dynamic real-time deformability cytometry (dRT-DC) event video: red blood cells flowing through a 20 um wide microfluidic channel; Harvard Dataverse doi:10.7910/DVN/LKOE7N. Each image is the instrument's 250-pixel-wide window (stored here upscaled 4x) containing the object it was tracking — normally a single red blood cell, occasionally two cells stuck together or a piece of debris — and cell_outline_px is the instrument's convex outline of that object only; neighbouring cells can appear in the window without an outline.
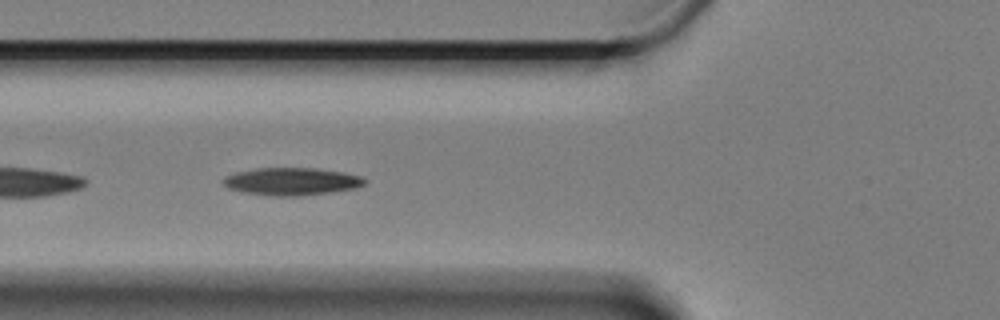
{"species": "Egyptian fruit bat (a non-hibernating species)", "species_latin": "Rousettus aegyptiacus", "temperature_condition": "cold", "stored_images_in_passage": 43, "camera_frame_rate_fps": 3000, "um_per_image_px": 0.085, "animal": {"sex": "female"}, "frame": {"image": 1, "passage_image": 5, "time_ms": 1.333, "image_size_px": [1000, 320], "cell_outline_px": [[368, 180], [364, 184], [356, 188], [332, 192], [300, 196], [268, 196], [244, 192], [228, 188], [224, 184], [224, 180], [228, 176], [236, 172], [256, 168], [316, 168], [344, 172], [360, 176]], "centroid_in_image_um": [24.83, 15.43], "position_along_channel_um": 101.0, "area_um2": 22.72}}
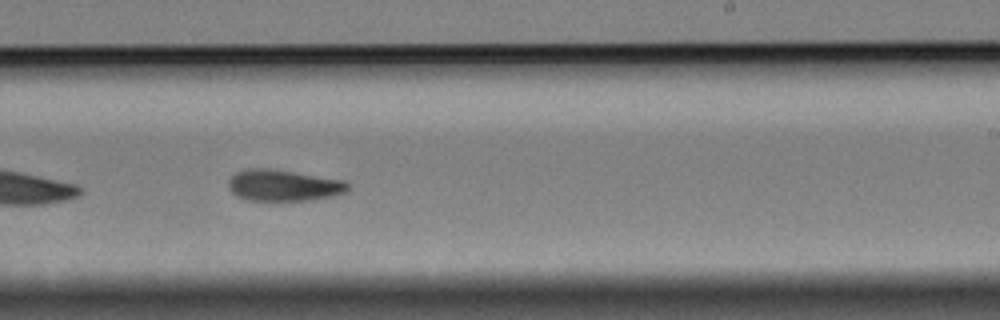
{"frame": {"image": 2, "passage_image": 20, "time_ms": 6.333, "image_size_px": [1000, 320], "cell_outline_px": [[348, 188], [344, 192], [336, 196], [308, 200], [248, 200], [236, 196], [232, 192], [228, 184], [228, 180], [236, 172], [248, 168], [268, 168], [344, 180], [348, 184]], "centroid_in_image_um": [24.08, 15.76], "position_along_channel_um": 264.9, "area_um2": 21.68}}
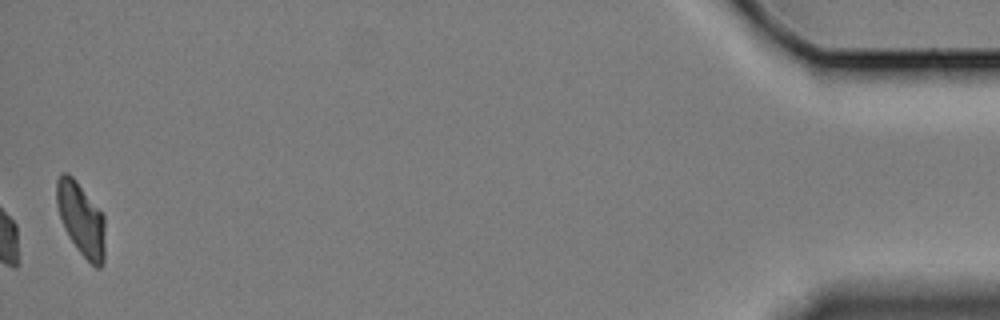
{"frame": {"image": 3, "passage_image": 43, "time_ms": 14.0, "image_size_px": [1000, 320], "cell_outline_px": [[104, 260], [100, 268], [96, 268], [76, 248], [68, 236], [64, 228], [56, 204], [56, 180], [60, 172], [68, 172], [76, 180], [104, 216]], "centroid_in_image_um": [6.87, 18.6], "position_along_channel_um": 428.3, "area_um2": 20.58}, "authors_computed_cell_mechanics": {"area_um2": 21.675, "velocity_mm_per_s": 3.2723, "shape_relaxation_time_tau1_ms": 10.6552, "shape_relaxation_time_tau2_ms": 8.7259, "deformation_change_tau1": 0.2243, "deformation_change_tau2": 0.1566}}